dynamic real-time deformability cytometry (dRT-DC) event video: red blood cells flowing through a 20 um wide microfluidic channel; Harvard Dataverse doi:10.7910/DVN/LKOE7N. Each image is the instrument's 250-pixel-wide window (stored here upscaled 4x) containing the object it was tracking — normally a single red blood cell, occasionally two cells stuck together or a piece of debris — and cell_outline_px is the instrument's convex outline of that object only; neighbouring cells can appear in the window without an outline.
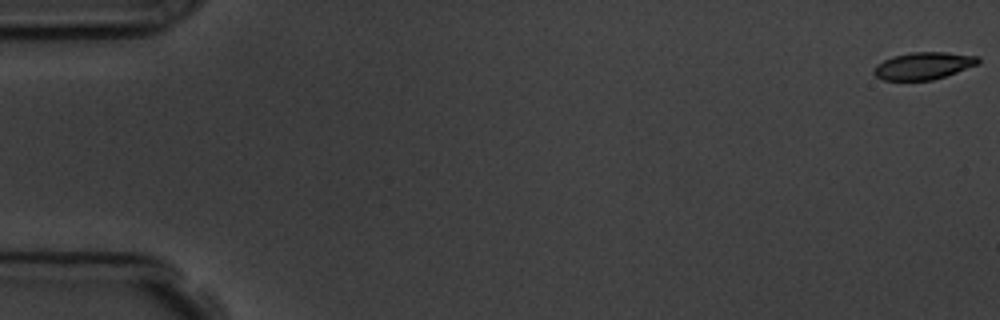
{"species": "common noctule bat (a hibernating species)", "species_latin": "Nyctalus noctula", "temperature_condition": "room temperature", "stored_images_in_passage": 8, "camera_frame_rate_fps": 3000, "um_per_image_px": 0.085, "animal": {"sex": "male", "body_mass_g": 19.5, "forearm_length_mm": 54.6}, "frame": {"image": 1, "passage_image": 1, "time_ms": 0.0, "image_size_px": [1000, 320], "cell_outline_px": [[980, 64], [932, 80], [884, 80], [876, 76], [872, 72], [876, 64], [892, 56], [912, 52], [944, 52], [980, 56]], "centroid_in_image_um": [78.5, 5.58], "position_along_channel_um": 6.5, "area_um2": 16.59}}
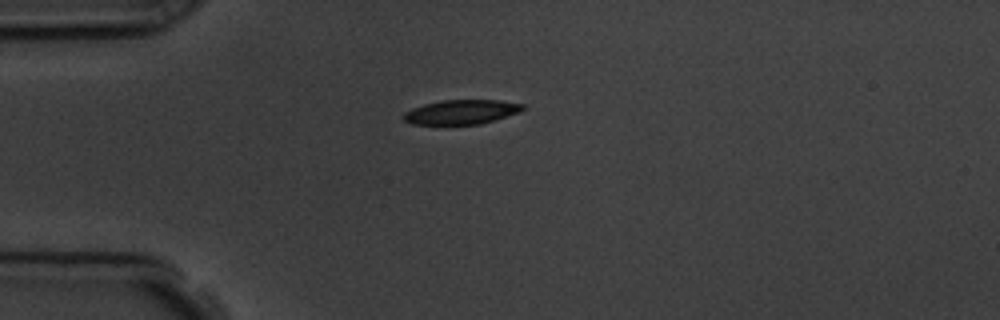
{"frame": {"image": 2, "passage_image": 5, "time_ms": 4.667, "image_size_px": [1000, 320], "cell_outline_px": [[524, 108], [520, 112], [480, 124], [412, 124], [404, 120], [400, 116], [404, 112], [412, 108], [424, 104], [444, 100], [500, 100], [524, 104]], "centroid_in_image_um": [39.19, 9.51], "position_along_channel_um": 45.8, "area_um2": 16.94}}
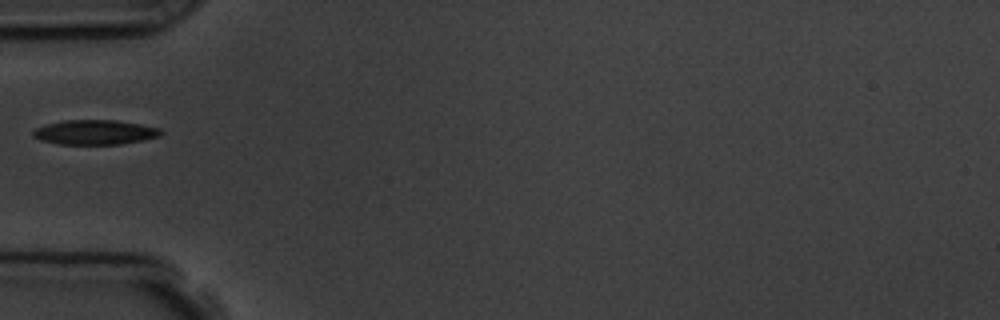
{"frame": {"image": 3, "passage_image": 6, "time_ms": 6.0, "image_size_px": [1000, 320], "cell_outline_px": [[164, 132], [160, 136], [144, 140], [120, 144], [60, 144], [40, 140], [32, 136], [32, 132], [36, 128], [48, 124], [64, 120], [116, 120], [140, 124], [160, 128]], "centroid_in_image_um": [8.09, 11.24], "position_along_channel_um": 76.9, "area_um2": 18.38}}